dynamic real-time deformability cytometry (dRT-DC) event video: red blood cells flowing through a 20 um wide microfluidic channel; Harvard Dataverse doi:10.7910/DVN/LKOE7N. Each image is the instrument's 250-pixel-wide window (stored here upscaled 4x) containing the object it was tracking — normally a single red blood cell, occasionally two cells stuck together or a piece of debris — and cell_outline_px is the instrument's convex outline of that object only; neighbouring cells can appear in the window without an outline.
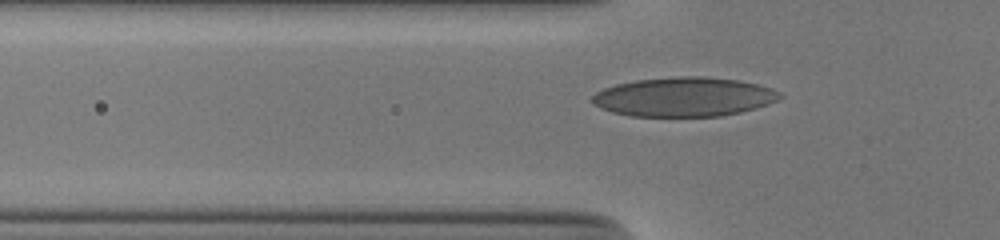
{"species": "human", "species_latin": "Homo sapiens", "temperature_condition": "cold", "stored_images_in_passage": 38, "camera_frame_rate_fps": 3000, "um_per_image_px": 0.085, "donor": {"sex": "male"}, "frame": {"image": 1, "passage_image": 3, "time_ms": 0.667, "image_size_px": [1000, 240], "cell_outline_px": [[784, 96], [776, 100], [756, 108], [740, 112], [720, 116], [632, 116], [612, 112], [600, 108], [592, 104], [592, 96], [596, 92], [604, 88], [616, 84], [636, 80], [680, 76], [704, 76], [740, 80], [772, 88], [780, 92]], "centroid_in_image_um": [58.13, 8.23], "position_along_channel_um": 67.7, "area_um2": 42.95}}
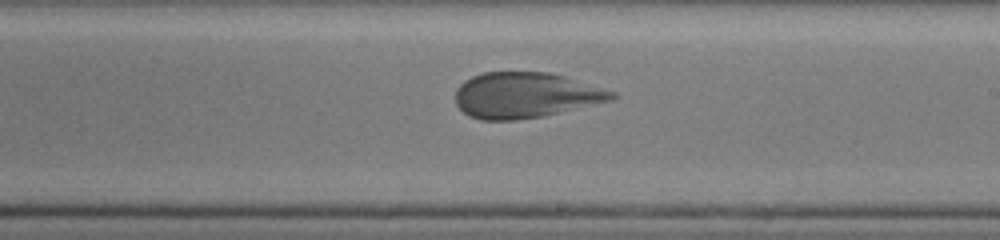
{"frame": {"image": 2, "passage_image": 17, "time_ms": 5.333, "image_size_px": [1000, 240], "cell_outline_px": [[620, 96], [612, 100], [544, 116], [516, 120], [480, 120], [468, 116], [456, 104], [456, 88], [464, 80], [472, 76], [484, 72], [548, 72], [564, 76], [616, 92]], "centroid_in_image_um": [44.66, 8.09], "position_along_channel_um": 244.3, "area_um2": 41.67}}
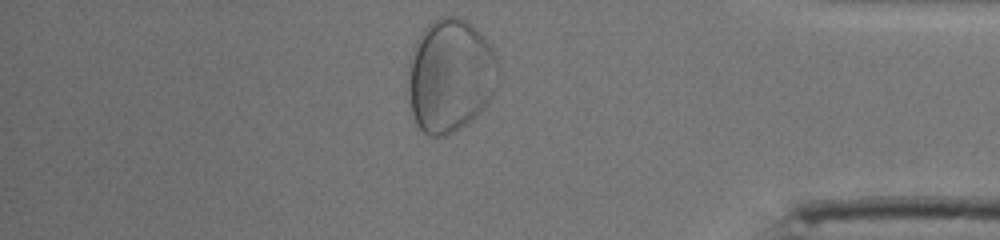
{"frame": {"image": 3, "passage_image": 31, "time_ms": 10.0, "image_size_px": [1000, 240], "cell_outline_px": [[500, 80], [496, 92], [480, 112], [472, 120], [460, 128], [444, 136], [428, 136], [416, 124], [412, 112], [408, 92], [408, 64], [416, 40], [428, 24], [432, 20], [440, 16], [456, 16], [464, 20], [476, 28], [484, 36], [492, 48], [500, 68]], "centroid_in_image_um": [38.3, 6.43], "position_along_channel_um": 396.9, "area_um2": 60.29}}